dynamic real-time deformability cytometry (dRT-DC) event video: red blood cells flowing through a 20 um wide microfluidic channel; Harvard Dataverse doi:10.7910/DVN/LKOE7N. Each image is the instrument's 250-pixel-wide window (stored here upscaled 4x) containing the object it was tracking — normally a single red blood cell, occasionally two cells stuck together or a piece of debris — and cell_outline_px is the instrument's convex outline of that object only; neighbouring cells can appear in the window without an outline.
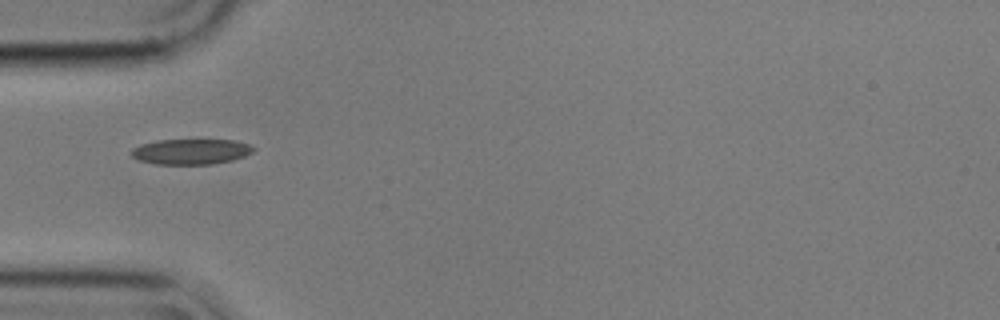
{"species": "common noctule bat (a hibernating species)", "species_latin": "Nyctalus noctula", "temperature_condition": "cold", "stored_images_in_passage": 13, "camera_frame_rate_fps": 3000, "um_per_image_px": 0.085, "animal": {"sex": "male", "body_mass_g": 17.9}, "frame": {"image": 1, "passage_image": 1, "time_ms": 0.0, "image_size_px": [1000, 320], "cell_outline_px": [[256, 148], [252, 152], [244, 156], [232, 160], [212, 164], [156, 164], [140, 160], [132, 156], [128, 152], [132, 148], [140, 144], [160, 140], [236, 140], [248, 144]], "centroid_in_image_um": [16.21, 12.88], "position_along_channel_um": 68.8, "area_um2": 18.09}}
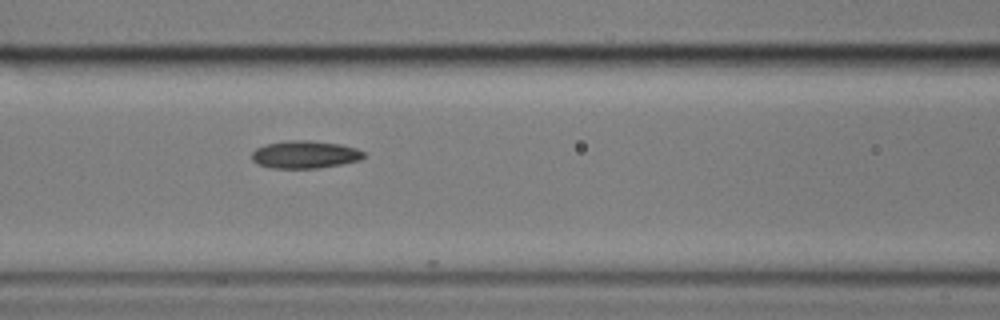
{"frame": {"image": 2, "passage_image": 7, "time_ms": 2.0, "image_size_px": [1000, 320], "cell_outline_px": [[364, 156], [360, 160], [320, 168], [272, 168], [256, 164], [252, 160], [252, 152], [256, 148], [264, 144], [288, 140], [308, 140], [340, 144], [356, 148], [364, 152]], "centroid_in_image_um": [25.88, 13.13], "position_along_channel_um": 140.7, "area_um2": 18.09}}
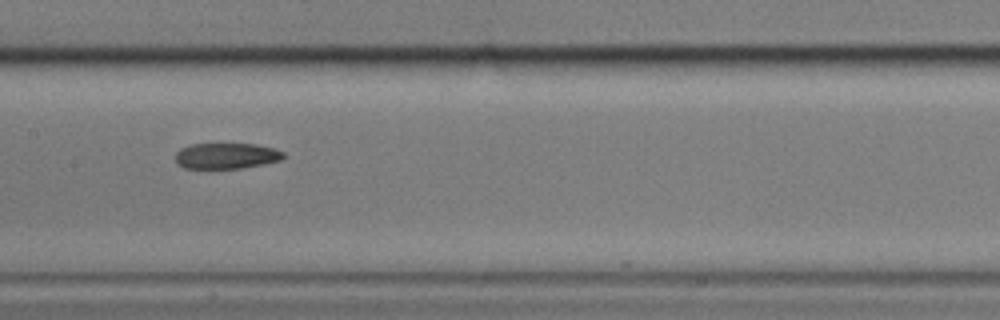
{"frame": {"image": 3, "passage_image": 11, "time_ms": 3.333, "image_size_px": [1000, 320], "cell_outline_px": [[284, 156], [280, 160], [264, 164], [240, 168], [184, 168], [176, 164], [176, 152], [180, 148], [192, 144], [256, 144], [272, 148], [284, 152]], "centroid_in_image_um": [19.21, 13.25], "position_along_channel_um": 188.2, "area_um2": 16.18}}